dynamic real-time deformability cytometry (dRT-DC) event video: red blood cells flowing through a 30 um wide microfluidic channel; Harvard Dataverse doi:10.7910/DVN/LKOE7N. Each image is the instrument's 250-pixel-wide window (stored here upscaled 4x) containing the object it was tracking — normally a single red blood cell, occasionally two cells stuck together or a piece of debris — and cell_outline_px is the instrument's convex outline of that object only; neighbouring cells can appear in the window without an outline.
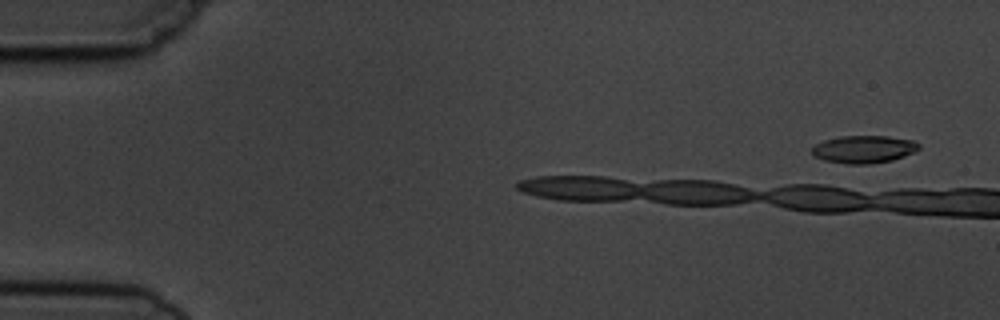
{"species": "common noctule bat (a hibernating species)", "species_latin": "Nyctalus noctula", "temperature_condition": "cold", "stored_images_in_passage": 9, "camera_frame_rate_fps": 3000, "um_per_image_px": 0.085, "animal": {"sex": "male", "body_mass_g": 19.5, "forearm_length_mm": 54.6}, "frame": {"image": 1, "passage_image": 1, "time_ms": 0.0, "image_size_px": [1000, 320], "cell_outline_px": [[920, 148], [904, 156], [892, 160], [872, 164], [848, 164], [824, 160], [812, 156], [812, 148], [816, 144], [824, 140], [840, 136], [888, 136], [912, 140], [920, 144]], "centroid_in_image_um": [73.41, 12.69], "position_along_channel_um": 11.6, "area_um2": 17.22}}
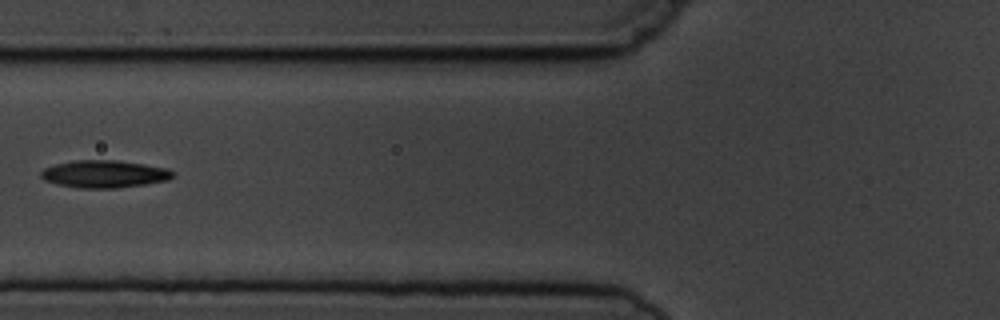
{"frame": {"image": 2, "passage_image": 8, "time_ms": 8.0, "image_size_px": [1000, 320], "cell_outline_px": [[176, 172], [168, 180], [144, 184], [116, 188], [76, 188], [56, 184], [44, 180], [40, 176], [40, 172], [44, 168], [56, 164], [76, 160], [116, 160], [144, 164], [168, 168]], "centroid_in_image_um": [8.86, 14.79], "position_along_channel_um": 116.9, "area_um2": 21.15}}
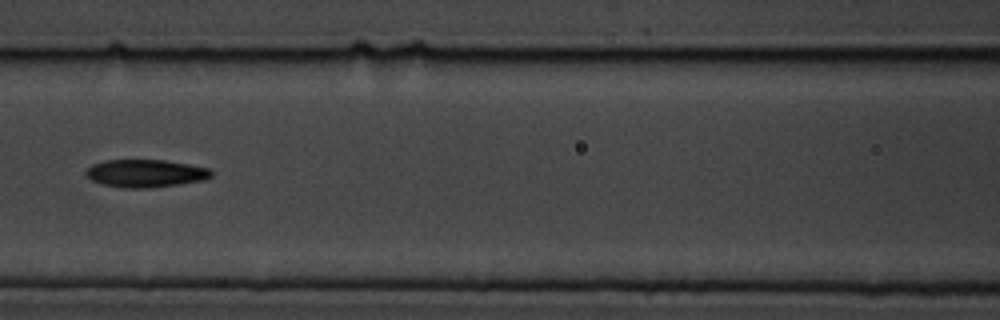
{"frame": {"image": 3, "passage_image": 9, "time_ms": 9.0, "image_size_px": [1000, 320], "cell_outline_px": [[212, 176], [204, 180], [152, 188], [120, 188], [104, 184], [92, 180], [84, 172], [92, 164], [104, 160], [164, 160], [188, 164], [208, 168], [212, 172]], "centroid_in_image_um": [12.36, 14.73], "position_along_channel_um": 154.2, "area_um2": 20.23}}